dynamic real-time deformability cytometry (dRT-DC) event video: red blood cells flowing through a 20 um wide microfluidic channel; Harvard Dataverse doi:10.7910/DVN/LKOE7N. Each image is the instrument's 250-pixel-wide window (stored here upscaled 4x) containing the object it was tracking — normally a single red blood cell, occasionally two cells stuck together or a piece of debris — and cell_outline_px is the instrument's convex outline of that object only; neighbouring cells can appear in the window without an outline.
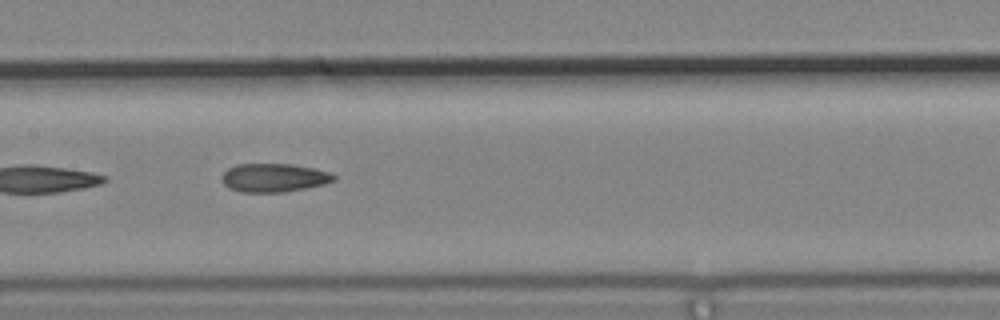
{"species": "common noctule bat (a hibernating species)", "species_latin": "Nyctalus noctula", "temperature_condition": "cold", "stored_images_in_passage": 10, "camera_frame_rate_fps": 3000, "um_per_image_px": 0.085, "animal": {"sex": "male", "body_mass_g": 19.2, "forearm_length_mm": 51.8}, "frame": {"image": 1, "passage_image": 4, "time_ms": 1.0, "image_size_px": [1000, 320], "cell_outline_px": [[336, 180], [324, 184], [304, 188], [280, 192], [240, 192], [228, 188], [220, 180], [220, 176], [228, 168], [236, 164], [292, 164], [332, 172], [336, 176]], "centroid_in_image_um": [23.25, 15.1], "position_along_channel_um": 184.1, "area_um2": 18.73}}
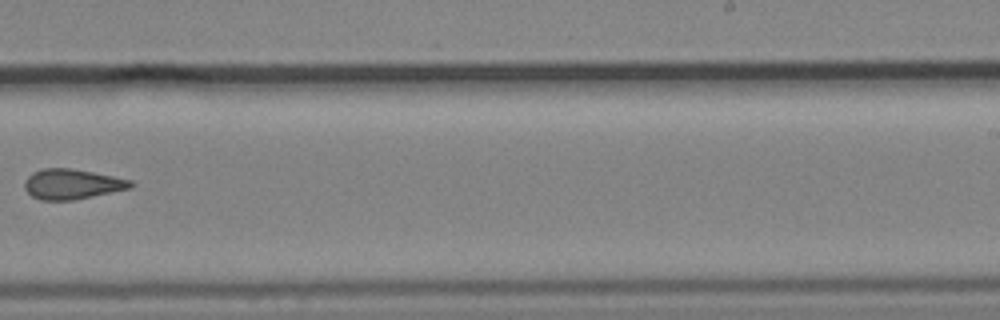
{"frame": {"image": 2, "passage_image": 6, "time_ms": 1.667, "image_size_px": [1000, 320], "cell_outline_px": [[136, 184], [132, 188], [72, 200], [40, 200], [32, 196], [24, 188], [24, 180], [32, 172], [44, 168], [72, 168], [132, 180]], "centroid_in_image_um": [6.12, 15.64], "position_along_channel_um": 282.9, "area_um2": 18.67}}
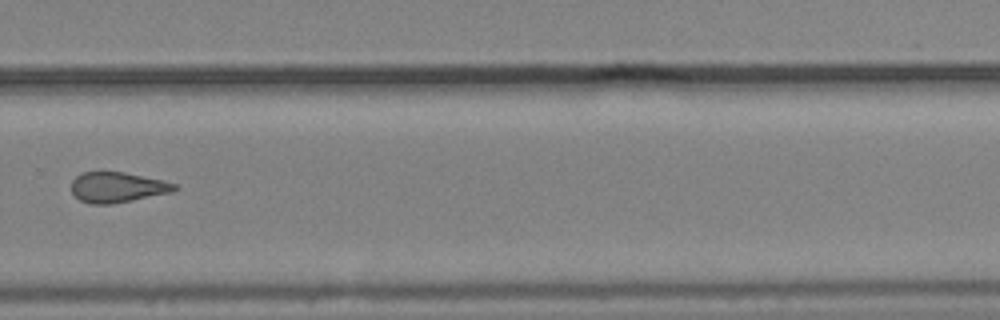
{"frame": {"image": 3, "passage_image": 7, "time_ms": 2.0, "image_size_px": [1000, 320], "cell_outline_px": [[180, 188], [172, 192], [112, 204], [92, 204], [80, 200], [72, 192], [72, 180], [76, 176], [84, 172], [124, 172], [160, 180], [176, 184]], "centroid_in_image_um": [9.97, 15.92], "position_along_channel_um": 319.8, "area_um2": 18.03}}